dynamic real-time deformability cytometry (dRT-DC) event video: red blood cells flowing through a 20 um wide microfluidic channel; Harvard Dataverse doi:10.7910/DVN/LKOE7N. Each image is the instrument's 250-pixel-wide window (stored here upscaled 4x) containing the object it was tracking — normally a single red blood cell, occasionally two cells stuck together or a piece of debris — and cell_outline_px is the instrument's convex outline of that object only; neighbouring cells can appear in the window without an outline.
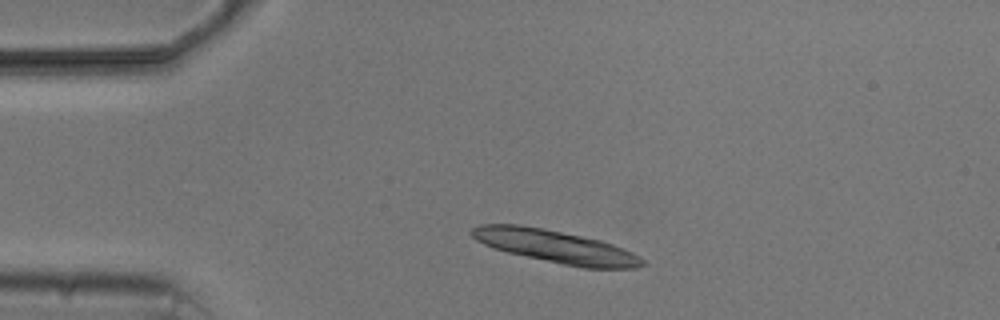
{"species": "common noctule bat (a hibernating species)", "species_latin": "Nyctalus noctula", "temperature_condition": "cold", "stored_images_in_passage": 2, "camera_frame_rate_fps": 3000, "um_per_image_px": 0.085, "animal": {"sex": "male", "body_mass_g": 20.5, "forearm_length_mm": 52.5}, "frame": {"image": 1, "passage_image": 1, "time_ms": 0.0, "image_size_px": [1000, 320], "cell_outline_px": [[644, 264], [636, 268], [584, 268], [564, 264], [508, 252], [484, 244], [476, 240], [468, 232], [472, 228], [480, 224], [520, 224], [600, 240], [624, 248], [640, 256], [644, 260]], "centroid_in_image_um": [47.22, 20.95], "position_along_channel_um": 37.8, "area_um2": 32.08}}